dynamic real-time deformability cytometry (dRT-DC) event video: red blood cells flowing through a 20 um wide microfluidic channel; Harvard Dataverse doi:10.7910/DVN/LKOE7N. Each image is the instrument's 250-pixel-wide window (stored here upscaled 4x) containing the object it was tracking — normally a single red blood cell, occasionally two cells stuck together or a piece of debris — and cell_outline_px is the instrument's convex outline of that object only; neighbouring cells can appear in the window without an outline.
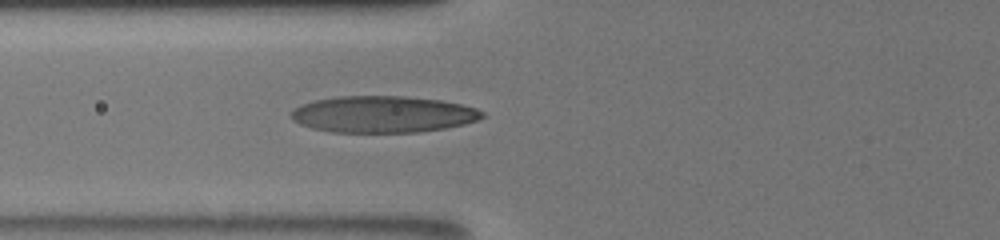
{"species": "human", "species_latin": "Homo sapiens", "temperature_condition": "room temperature", "stored_images_in_passage": 44, "camera_frame_rate_fps": 3000, "um_per_image_px": 0.085, "donor": {"sex": "male"}, "frame": {"image": 1, "passage_image": 44, "time_ms": 8.667, "image_size_px": [1000, 240], "cell_outline_px": [[484, 116], [476, 120], [464, 124], [444, 128], [420, 132], [332, 132], [312, 128], [300, 124], [292, 120], [288, 116], [300, 104], [312, 100], [340, 96], [404, 96], [440, 100], [460, 104], [476, 108], [484, 112]], "centroid_in_image_um": [32.51, 9.71], "position_along_channel_um": 93.3, "area_um2": 40.81}}